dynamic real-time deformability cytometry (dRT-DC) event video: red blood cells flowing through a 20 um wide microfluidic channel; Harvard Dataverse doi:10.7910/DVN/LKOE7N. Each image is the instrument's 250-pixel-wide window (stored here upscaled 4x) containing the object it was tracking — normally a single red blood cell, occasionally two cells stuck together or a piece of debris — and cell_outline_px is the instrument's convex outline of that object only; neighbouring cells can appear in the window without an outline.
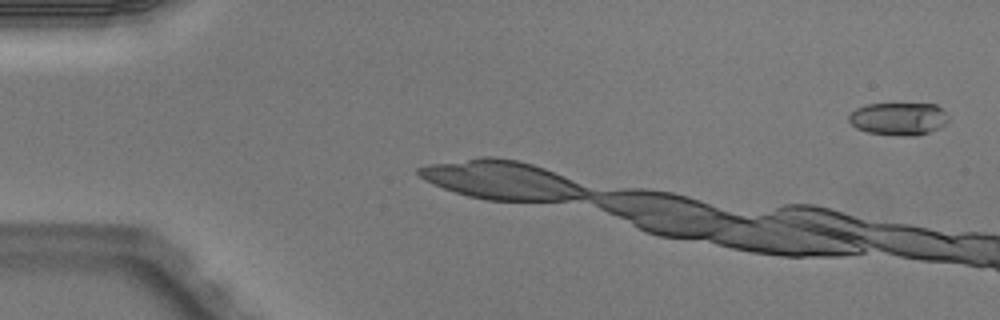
{"species": "Egyptian fruit bat (a non-hibernating species)", "species_latin": "Rousettus aegyptiacus", "temperature_condition": "warm", "stored_images_in_passage": 3, "camera_frame_rate_fps": 3000, "um_per_image_px": 0.085, "animal": {"sex": "male"}, "frame": {"image": 1, "passage_image": 1, "time_ms": 0.0, "image_size_px": [1000, 320], "cell_outline_px": [[948, 124], [940, 128], [916, 136], [900, 136], [868, 132], [856, 128], [848, 120], [848, 116], [856, 108], [868, 104], [936, 104], [948, 116]], "centroid_in_image_um": [76.39, 10.1], "position_along_channel_um": 8.6, "area_um2": 19.02}}